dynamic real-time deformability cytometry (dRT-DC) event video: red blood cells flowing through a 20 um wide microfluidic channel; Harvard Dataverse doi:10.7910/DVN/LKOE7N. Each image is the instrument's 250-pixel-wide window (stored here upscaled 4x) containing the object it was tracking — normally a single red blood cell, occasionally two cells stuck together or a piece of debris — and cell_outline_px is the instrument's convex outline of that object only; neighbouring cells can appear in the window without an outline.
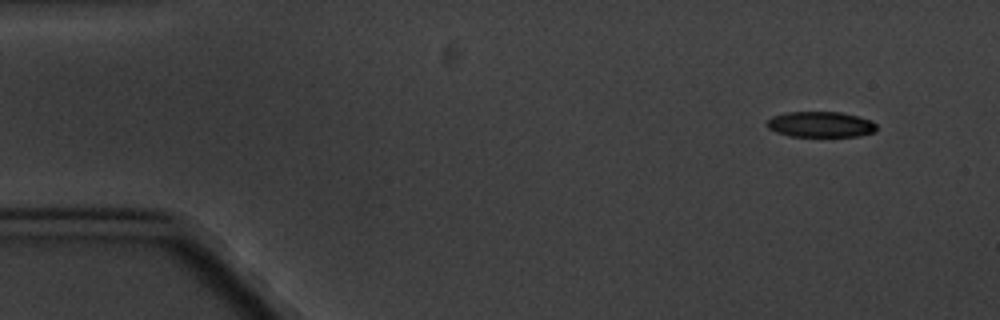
{"species": "common noctule bat (a hibernating species)", "species_latin": "Nyctalus noctula", "temperature_condition": "cold", "stored_images_in_passage": 5, "camera_frame_rate_fps": 3000, "um_per_image_px": 0.085, "animal": {"sex": "male", "body_mass_g": 20.1, "forearm_length_mm": 53.5}, "frame": {"image": 1, "passage_image": 1, "time_ms": 0.0, "image_size_px": [1000, 320], "cell_outline_px": [[876, 132], [856, 136], [788, 136], [776, 132], [768, 128], [764, 124], [772, 116], [784, 112], [840, 112], [872, 120], [876, 124]], "centroid_in_image_um": [69.72, 10.57], "position_along_channel_um": 15.3, "area_um2": 16.47}}